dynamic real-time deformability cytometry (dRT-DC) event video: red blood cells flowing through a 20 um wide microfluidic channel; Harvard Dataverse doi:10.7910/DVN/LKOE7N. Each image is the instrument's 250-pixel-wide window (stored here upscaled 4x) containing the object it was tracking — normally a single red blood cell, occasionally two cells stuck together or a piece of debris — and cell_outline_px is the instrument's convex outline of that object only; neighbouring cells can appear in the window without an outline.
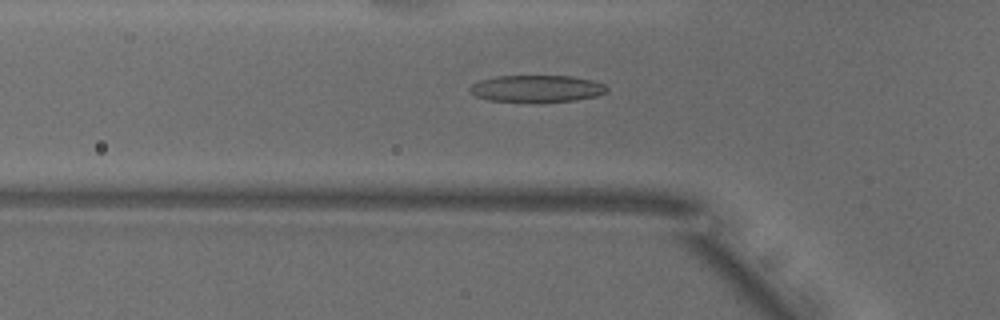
{"species": "common noctule bat (a hibernating species)", "species_latin": "Nyctalus noctula", "temperature_condition": "warm", "stored_images_in_passage": 36, "camera_frame_rate_fps": 3000, "um_per_image_px": 0.085, "animal": {"sex": "male", "body_mass_g": 18.8}, "frame": {"image": 1, "passage_image": 3, "time_ms": 0.667, "image_size_px": [1000, 320], "cell_outline_px": [[608, 92], [596, 96], [576, 100], [536, 104], [488, 100], [476, 96], [468, 92], [468, 88], [472, 84], [480, 80], [496, 76], [572, 76], [592, 80], [604, 84], [608, 88]], "centroid_in_image_um": [45.61, 7.56], "position_along_channel_um": 80.2, "area_um2": 22.25}}
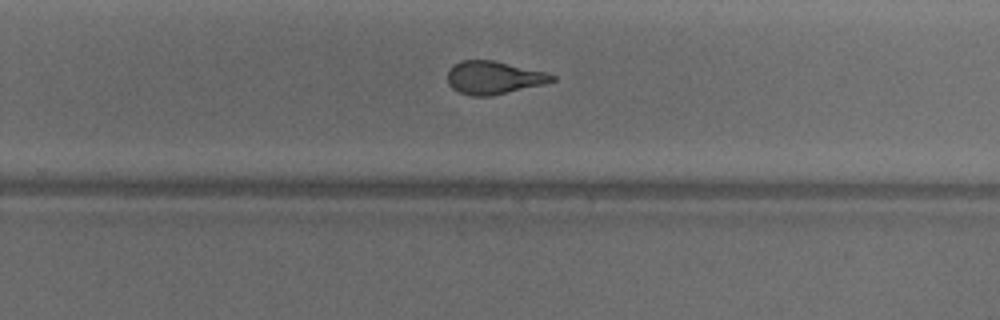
{"frame": {"image": 2, "passage_image": 19, "time_ms": 6.0, "image_size_px": [1000, 320], "cell_outline_px": [[556, 80], [544, 84], [492, 96], [472, 96], [460, 92], [452, 88], [448, 84], [448, 72], [452, 64], [460, 60], [492, 60], [544, 72], [556, 76]], "centroid_in_image_um": [41.93, 6.6], "position_along_channel_um": 287.9, "area_um2": 20.0}}
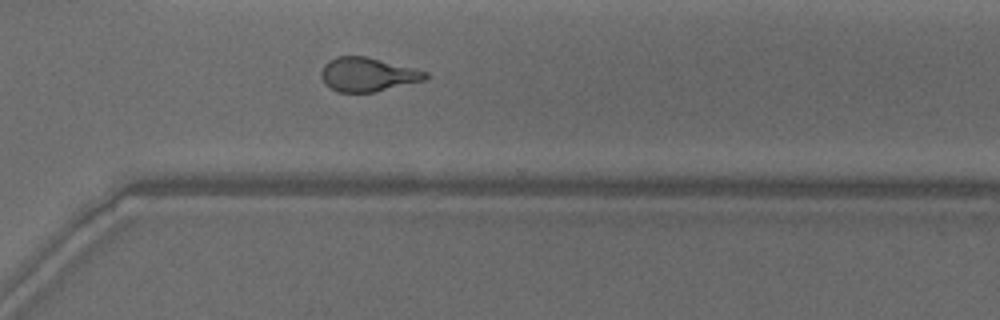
{"frame": {"image": 3, "passage_image": 23, "time_ms": 7.333, "image_size_px": [1000, 320], "cell_outline_px": [[428, 76], [424, 80], [376, 92], [340, 92], [324, 84], [320, 76], [320, 72], [324, 64], [328, 60], [336, 56], [364, 56], [428, 72]], "centroid_in_image_um": [31.2, 6.33], "position_along_channel_um": 339.4, "area_um2": 20.46}, "authors_computed_cell_mechanics": {"area_um2": 20.3745, "velocity_mm_per_s": 3.8695, "shape_relaxation_time_tau1_ms": 4.4121, "shape_relaxation_time_tau2_ms": 1.5312, "deformation_change_tau1": 0.1946, "deformation_change_tau2": 0.1028}}